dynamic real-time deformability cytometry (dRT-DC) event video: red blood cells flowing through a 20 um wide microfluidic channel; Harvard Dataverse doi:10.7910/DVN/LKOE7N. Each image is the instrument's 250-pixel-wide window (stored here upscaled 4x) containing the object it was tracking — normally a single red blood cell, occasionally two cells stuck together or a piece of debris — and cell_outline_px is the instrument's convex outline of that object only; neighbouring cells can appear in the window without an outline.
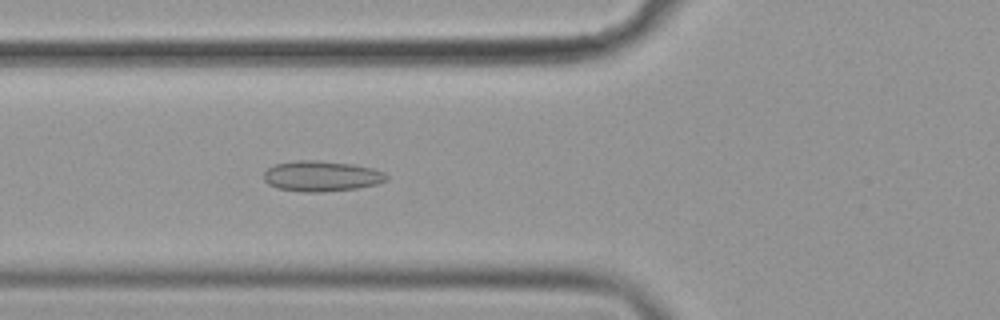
{"species": "common noctule bat (a hibernating species)", "species_latin": "Nyctalus noctula", "temperature_condition": "cold", "stored_images_in_passage": 57, "camera_frame_rate_fps": 3000, "um_per_image_px": 0.085, "animal": {"sex": "female", "body_mass_g": 19.9}, "frame": {"image": 1, "passage_image": 22, "time_ms": 7.0, "image_size_px": [1000, 320], "cell_outline_px": [[388, 180], [376, 184], [356, 188], [324, 192], [300, 192], [276, 188], [268, 184], [264, 180], [264, 172], [268, 168], [276, 164], [296, 160], [320, 160], [352, 164], [372, 168], [384, 172], [388, 176]], "centroid_in_image_um": [27.31, 14.97], "position_along_channel_um": 98.5, "area_um2": 21.96}}
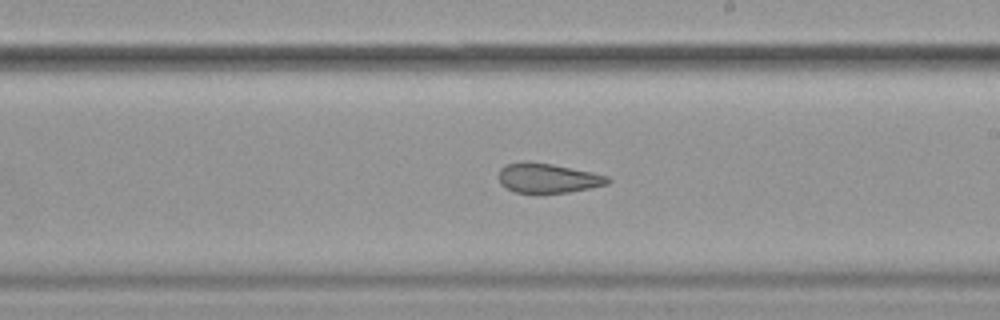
{"frame": {"image": 2, "passage_image": 34, "time_ms": 11.0, "image_size_px": [1000, 320], "cell_outline_px": [[612, 180], [608, 184], [568, 192], [536, 196], [516, 192], [500, 184], [500, 168], [504, 164], [552, 164], [592, 172], [608, 176]], "centroid_in_image_um": [46.6, 15.21], "position_along_channel_um": 242.4, "area_um2": 18.73}}
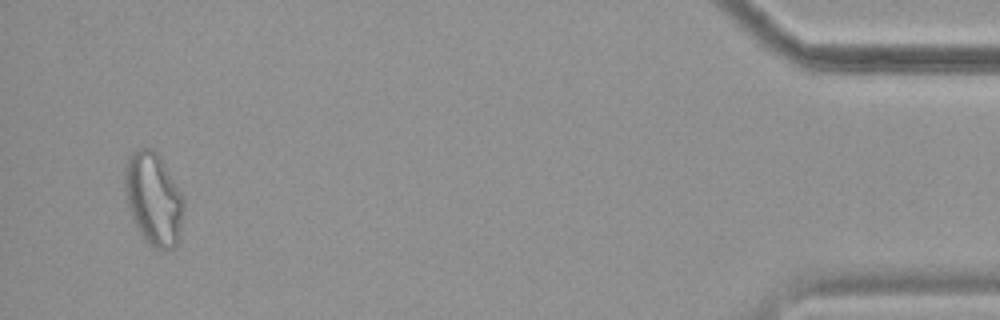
{"frame": {"image": 3, "passage_image": 55, "time_ms": 18.0, "image_size_px": [1000, 320], "cell_outline_px": [[184, 208], [180, 236], [176, 244], [172, 248], [152, 248], [144, 240], [136, 228], [124, 192], [124, 168], [128, 156], [140, 148], [152, 148], [160, 156], [180, 192], [184, 200]], "centroid_in_image_um": [13.03, 16.91], "position_along_channel_um": 422.2, "area_um2": 31.85}, "authors_computed_cell_mechanics": {"area_um2": 23.698, "velocity_mm_per_s": 3.5968, "shape_relaxation_time_tau1_ms": null, "shape_relaxation_time_tau2_ms": 2.0237, "deformation_change_tau1": null, "deformation_change_tau2": 0.0903}}